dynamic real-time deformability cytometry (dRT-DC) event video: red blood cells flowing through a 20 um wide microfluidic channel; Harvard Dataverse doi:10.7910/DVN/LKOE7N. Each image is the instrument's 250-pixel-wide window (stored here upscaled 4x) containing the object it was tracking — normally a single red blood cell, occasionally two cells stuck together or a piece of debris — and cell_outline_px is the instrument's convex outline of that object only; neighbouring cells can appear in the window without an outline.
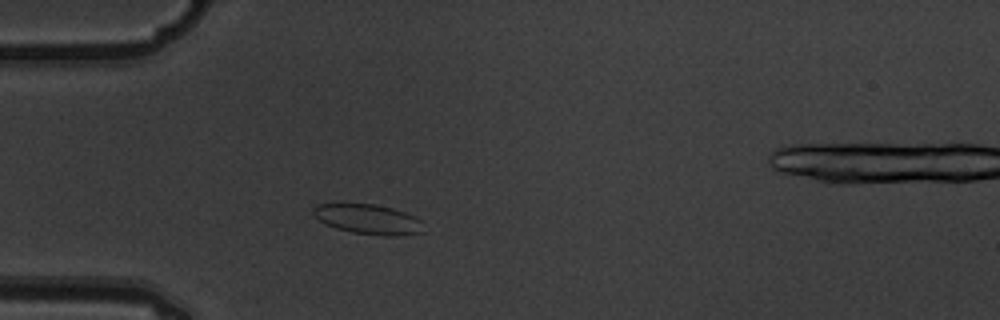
{"species": "common noctule bat (a hibernating species)", "species_latin": "Nyctalus noctula", "temperature_condition": "warm", "stored_images_in_passage": 2, "camera_frame_rate_fps": 3000, "um_per_image_px": 0.085, "animal": {"sex": "male", "body_mass_g": 19.5, "forearm_length_mm": 54.6}, "frame": {"image": 1, "passage_image": 2, "time_ms": 0.333, "image_size_px": [1000, 320], "cell_outline_px": [[424, 232], [396, 236], [380, 236], [352, 232], [336, 228], [320, 220], [312, 212], [312, 208], [316, 204], [376, 204], [392, 208], [416, 216], [420, 220]], "centroid_in_image_um": [31.32, 18.64], "position_along_channel_um": 53.7, "area_um2": 19.13}}